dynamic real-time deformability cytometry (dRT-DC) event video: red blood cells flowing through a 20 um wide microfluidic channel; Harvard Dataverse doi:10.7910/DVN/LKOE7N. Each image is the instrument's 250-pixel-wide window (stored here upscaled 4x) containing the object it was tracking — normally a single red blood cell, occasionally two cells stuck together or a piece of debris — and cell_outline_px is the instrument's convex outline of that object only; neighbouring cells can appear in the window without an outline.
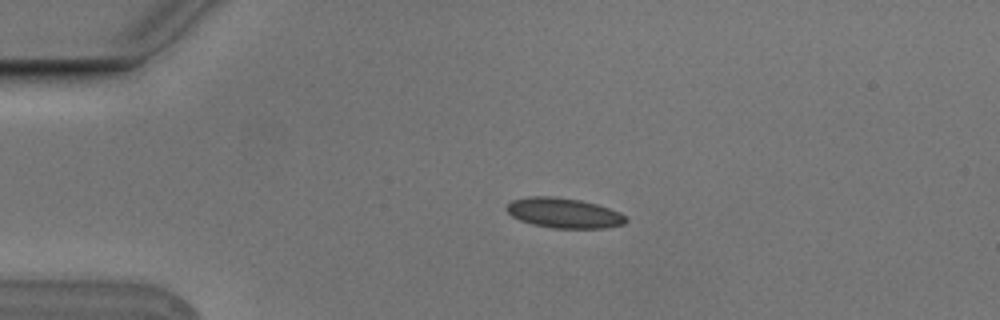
{"species": "Egyptian fruit bat (a non-hibernating species)", "species_latin": "Rousettus aegyptiacus", "temperature_condition": "cold", "stored_images_in_passage": 2, "camera_frame_rate_fps": 3000, "um_per_image_px": 0.085, "animal": {"sex": "male"}, "frame": {"image": 1, "passage_image": 1, "time_ms": 0.0, "image_size_px": [1000, 320], "cell_outline_px": [[628, 220], [624, 224], [604, 228], [552, 228], [532, 224], [520, 220], [512, 216], [504, 208], [512, 200], [528, 196], [552, 196], [580, 200], [596, 204], [620, 212]], "centroid_in_image_um": [47.91, 18.1], "position_along_channel_um": 37.1, "area_um2": 20.87}}